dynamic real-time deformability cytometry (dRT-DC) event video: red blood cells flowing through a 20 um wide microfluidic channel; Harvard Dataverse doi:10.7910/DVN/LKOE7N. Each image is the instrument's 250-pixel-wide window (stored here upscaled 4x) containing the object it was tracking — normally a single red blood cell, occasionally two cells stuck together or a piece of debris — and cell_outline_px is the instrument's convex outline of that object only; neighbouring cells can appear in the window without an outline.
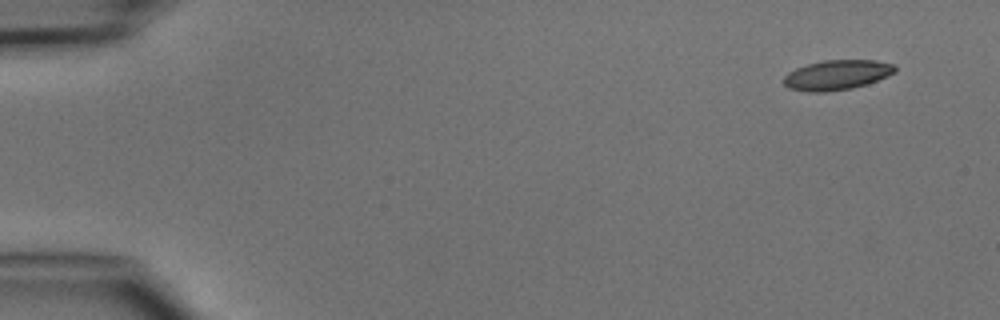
{"species": "common noctule bat (a hibernating species)", "species_latin": "Nyctalus noctula", "temperature_condition": "cold", "stored_images_in_passage": 4, "camera_frame_rate_fps": 3000, "um_per_image_px": 0.085, "animal": {"sex": "male", "body_mass_g": 15.6}, "frame": {"image": 1, "passage_image": 1, "time_ms": 0.0, "image_size_px": [1000, 320], "cell_outline_px": [[896, 72], [876, 80], [852, 88], [824, 92], [808, 92], [788, 88], [784, 84], [784, 76], [788, 72], [796, 68], [808, 64], [824, 60], [876, 60], [892, 64], [896, 68]], "centroid_in_image_um": [71.1, 6.37], "position_along_channel_um": 13.9, "area_um2": 19.19}}
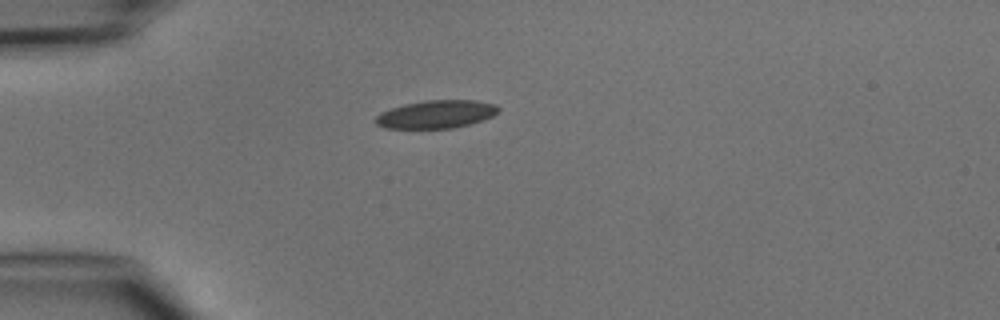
{"frame": {"image": 2, "passage_image": 4, "time_ms": 3.333, "image_size_px": [1000, 320], "cell_outline_px": [[500, 108], [492, 116], [468, 124], [452, 128], [384, 128], [376, 124], [372, 120], [380, 112], [404, 104], [424, 100], [476, 100], [496, 104]], "centroid_in_image_um": [37.03, 9.7], "position_along_channel_um": 48.0, "area_um2": 20.0}}